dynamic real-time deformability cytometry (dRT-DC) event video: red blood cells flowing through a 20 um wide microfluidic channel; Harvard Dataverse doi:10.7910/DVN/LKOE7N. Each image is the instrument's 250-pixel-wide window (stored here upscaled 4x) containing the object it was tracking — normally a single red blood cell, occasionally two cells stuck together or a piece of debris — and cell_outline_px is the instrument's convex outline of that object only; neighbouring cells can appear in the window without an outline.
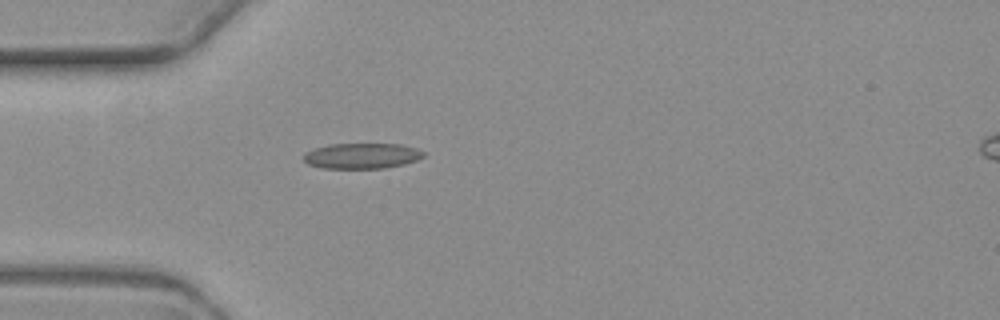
{"species": "common noctule bat (a hibernating species)", "species_latin": "Nyctalus noctula", "temperature_condition": "warm", "stored_images_in_passage": 1, "camera_frame_rate_fps": 3000, "um_per_image_px": 0.085, "animal": {"sex": "female", "body_mass_g": 19.3, "forearm_length_mm": 54.1}, "frame": {"image": 1, "passage_image": 1, "time_ms": 0.0, "image_size_px": [1000, 320], "cell_outline_px": [[424, 156], [416, 160], [404, 164], [384, 168], [324, 168], [308, 164], [304, 160], [304, 152], [328, 144], [400, 144], [416, 148], [424, 152]], "centroid_in_image_um": [30.75, 13.24], "position_along_channel_um": 54.2, "area_um2": 17.74}}